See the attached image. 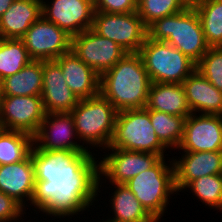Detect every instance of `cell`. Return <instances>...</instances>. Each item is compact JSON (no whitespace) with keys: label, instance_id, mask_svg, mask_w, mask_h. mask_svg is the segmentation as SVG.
Instances as JSON below:
<instances>
[{"label":"cell","instance_id":"35","mask_svg":"<svg viewBox=\"0 0 222 222\" xmlns=\"http://www.w3.org/2000/svg\"><path fill=\"white\" fill-rule=\"evenodd\" d=\"M15 0H0V17L4 14Z\"/></svg>","mask_w":222,"mask_h":222},{"label":"cell","instance_id":"39","mask_svg":"<svg viewBox=\"0 0 222 222\" xmlns=\"http://www.w3.org/2000/svg\"><path fill=\"white\" fill-rule=\"evenodd\" d=\"M2 97V84H1V80H0V99Z\"/></svg>","mask_w":222,"mask_h":222},{"label":"cell","instance_id":"26","mask_svg":"<svg viewBox=\"0 0 222 222\" xmlns=\"http://www.w3.org/2000/svg\"><path fill=\"white\" fill-rule=\"evenodd\" d=\"M193 7L209 47H222V0H202Z\"/></svg>","mask_w":222,"mask_h":222},{"label":"cell","instance_id":"4","mask_svg":"<svg viewBox=\"0 0 222 222\" xmlns=\"http://www.w3.org/2000/svg\"><path fill=\"white\" fill-rule=\"evenodd\" d=\"M125 185L157 222L166 219L164 216L171 210L170 203L179 195L172 157L169 156L162 157L153 167L131 178Z\"/></svg>","mask_w":222,"mask_h":222},{"label":"cell","instance_id":"5","mask_svg":"<svg viewBox=\"0 0 222 222\" xmlns=\"http://www.w3.org/2000/svg\"><path fill=\"white\" fill-rule=\"evenodd\" d=\"M147 37L165 41L197 63L210 48L193 6L157 19L147 27Z\"/></svg>","mask_w":222,"mask_h":222},{"label":"cell","instance_id":"24","mask_svg":"<svg viewBox=\"0 0 222 222\" xmlns=\"http://www.w3.org/2000/svg\"><path fill=\"white\" fill-rule=\"evenodd\" d=\"M43 61L32 60L17 73L1 81L2 96H41Z\"/></svg>","mask_w":222,"mask_h":222},{"label":"cell","instance_id":"19","mask_svg":"<svg viewBox=\"0 0 222 222\" xmlns=\"http://www.w3.org/2000/svg\"><path fill=\"white\" fill-rule=\"evenodd\" d=\"M43 87L41 98L46 113L71 112L79 99L70 90L59 64L55 60L43 61Z\"/></svg>","mask_w":222,"mask_h":222},{"label":"cell","instance_id":"17","mask_svg":"<svg viewBox=\"0 0 222 222\" xmlns=\"http://www.w3.org/2000/svg\"><path fill=\"white\" fill-rule=\"evenodd\" d=\"M175 187L180 192L193 180L222 174V151L179 152L173 151ZM179 154V156H174Z\"/></svg>","mask_w":222,"mask_h":222},{"label":"cell","instance_id":"25","mask_svg":"<svg viewBox=\"0 0 222 222\" xmlns=\"http://www.w3.org/2000/svg\"><path fill=\"white\" fill-rule=\"evenodd\" d=\"M191 196L192 199L199 201V205L217 211L215 215L222 213V174L204 176L191 181L181 193ZM202 202V205L200 204Z\"/></svg>","mask_w":222,"mask_h":222},{"label":"cell","instance_id":"2","mask_svg":"<svg viewBox=\"0 0 222 222\" xmlns=\"http://www.w3.org/2000/svg\"><path fill=\"white\" fill-rule=\"evenodd\" d=\"M151 80L139 53H126L100 76V94L118 112L145 108Z\"/></svg>","mask_w":222,"mask_h":222},{"label":"cell","instance_id":"32","mask_svg":"<svg viewBox=\"0 0 222 222\" xmlns=\"http://www.w3.org/2000/svg\"><path fill=\"white\" fill-rule=\"evenodd\" d=\"M25 209L13 198L0 191V222H26Z\"/></svg>","mask_w":222,"mask_h":222},{"label":"cell","instance_id":"22","mask_svg":"<svg viewBox=\"0 0 222 222\" xmlns=\"http://www.w3.org/2000/svg\"><path fill=\"white\" fill-rule=\"evenodd\" d=\"M41 16V0H15L0 17V38L20 39Z\"/></svg>","mask_w":222,"mask_h":222},{"label":"cell","instance_id":"10","mask_svg":"<svg viewBox=\"0 0 222 222\" xmlns=\"http://www.w3.org/2000/svg\"><path fill=\"white\" fill-rule=\"evenodd\" d=\"M32 60H55L71 50V36L41 16L20 38Z\"/></svg>","mask_w":222,"mask_h":222},{"label":"cell","instance_id":"38","mask_svg":"<svg viewBox=\"0 0 222 222\" xmlns=\"http://www.w3.org/2000/svg\"><path fill=\"white\" fill-rule=\"evenodd\" d=\"M5 130L4 126L0 123V135Z\"/></svg>","mask_w":222,"mask_h":222},{"label":"cell","instance_id":"6","mask_svg":"<svg viewBox=\"0 0 222 222\" xmlns=\"http://www.w3.org/2000/svg\"><path fill=\"white\" fill-rule=\"evenodd\" d=\"M109 148L154 153L161 157L172 156L158 139L150 120L149 109L146 108L128 109L117 113Z\"/></svg>","mask_w":222,"mask_h":222},{"label":"cell","instance_id":"29","mask_svg":"<svg viewBox=\"0 0 222 222\" xmlns=\"http://www.w3.org/2000/svg\"><path fill=\"white\" fill-rule=\"evenodd\" d=\"M32 61L23 41L0 38V80L20 71Z\"/></svg>","mask_w":222,"mask_h":222},{"label":"cell","instance_id":"23","mask_svg":"<svg viewBox=\"0 0 222 222\" xmlns=\"http://www.w3.org/2000/svg\"><path fill=\"white\" fill-rule=\"evenodd\" d=\"M146 109L188 117L192 112L182 84L151 83Z\"/></svg>","mask_w":222,"mask_h":222},{"label":"cell","instance_id":"27","mask_svg":"<svg viewBox=\"0 0 222 222\" xmlns=\"http://www.w3.org/2000/svg\"><path fill=\"white\" fill-rule=\"evenodd\" d=\"M149 115L158 139L173 153L182 141L187 117L174 116L156 110H149Z\"/></svg>","mask_w":222,"mask_h":222},{"label":"cell","instance_id":"12","mask_svg":"<svg viewBox=\"0 0 222 222\" xmlns=\"http://www.w3.org/2000/svg\"><path fill=\"white\" fill-rule=\"evenodd\" d=\"M45 115L41 96H2L0 99V123L6 130L34 136Z\"/></svg>","mask_w":222,"mask_h":222},{"label":"cell","instance_id":"13","mask_svg":"<svg viewBox=\"0 0 222 222\" xmlns=\"http://www.w3.org/2000/svg\"><path fill=\"white\" fill-rule=\"evenodd\" d=\"M33 143L36 148L46 151L91 152L80 142L70 112L46 113L33 136Z\"/></svg>","mask_w":222,"mask_h":222},{"label":"cell","instance_id":"1","mask_svg":"<svg viewBox=\"0 0 222 222\" xmlns=\"http://www.w3.org/2000/svg\"><path fill=\"white\" fill-rule=\"evenodd\" d=\"M30 154L36 182L32 200L25 210L28 217L38 220L41 215L39 220L43 218V221L79 222L77 220L81 219L80 222H83L88 215L92 217L91 213L95 215L93 211L97 210L94 207L98 205V155L69 150L46 151L34 145ZM82 214H87V218Z\"/></svg>","mask_w":222,"mask_h":222},{"label":"cell","instance_id":"30","mask_svg":"<svg viewBox=\"0 0 222 222\" xmlns=\"http://www.w3.org/2000/svg\"><path fill=\"white\" fill-rule=\"evenodd\" d=\"M188 5L183 0H137V14L148 27L157 19L176 14Z\"/></svg>","mask_w":222,"mask_h":222},{"label":"cell","instance_id":"37","mask_svg":"<svg viewBox=\"0 0 222 222\" xmlns=\"http://www.w3.org/2000/svg\"><path fill=\"white\" fill-rule=\"evenodd\" d=\"M28 221H26V222H47V221H43V220H40V221H37V219H35V218H32L31 219V217H30V219H27ZM33 220V221H32ZM48 222H53V221H48ZM54 222H57V221H54ZM59 222V221H58ZM63 222H66V221H63Z\"/></svg>","mask_w":222,"mask_h":222},{"label":"cell","instance_id":"21","mask_svg":"<svg viewBox=\"0 0 222 222\" xmlns=\"http://www.w3.org/2000/svg\"><path fill=\"white\" fill-rule=\"evenodd\" d=\"M192 113L222 115V92L198 70L182 83Z\"/></svg>","mask_w":222,"mask_h":222},{"label":"cell","instance_id":"18","mask_svg":"<svg viewBox=\"0 0 222 222\" xmlns=\"http://www.w3.org/2000/svg\"><path fill=\"white\" fill-rule=\"evenodd\" d=\"M35 182V168L31 154L23 161L0 165V191L13 198L25 210L32 200Z\"/></svg>","mask_w":222,"mask_h":222},{"label":"cell","instance_id":"20","mask_svg":"<svg viewBox=\"0 0 222 222\" xmlns=\"http://www.w3.org/2000/svg\"><path fill=\"white\" fill-rule=\"evenodd\" d=\"M55 61L62 70L66 84L79 100L100 94V76L72 50L62 54Z\"/></svg>","mask_w":222,"mask_h":222},{"label":"cell","instance_id":"15","mask_svg":"<svg viewBox=\"0 0 222 222\" xmlns=\"http://www.w3.org/2000/svg\"><path fill=\"white\" fill-rule=\"evenodd\" d=\"M42 16L71 37L90 29L94 3L91 0H41Z\"/></svg>","mask_w":222,"mask_h":222},{"label":"cell","instance_id":"16","mask_svg":"<svg viewBox=\"0 0 222 222\" xmlns=\"http://www.w3.org/2000/svg\"><path fill=\"white\" fill-rule=\"evenodd\" d=\"M106 193L107 194L109 193L108 196H106ZM102 194H105L106 197L105 196L103 197ZM97 200L98 204L101 202L102 204L104 203V205L102 207L100 203L94 208H96L97 210L101 209L104 212L107 210V207H109L107 210L108 212L107 215L115 220L125 221V222H157L145 210V208L142 206L139 200L135 197L134 193L125 184H98ZM100 200H103V202ZM105 201H108V203ZM104 206L106 207V209ZM100 207H102L105 210H103Z\"/></svg>","mask_w":222,"mask_h":222},{"label":"cell","instance_id":"9","mask_svg":"<svg viewBox=\"0 0 222 222\" xmlns=\"http://www.w3.org/2000/svg\"><path fill=\"white\" fill-rule=\"evenodd\" d=\"M91 29L98 35L111 39L127 53H139L147 37V27L137 12H94Z\"/></svg>","mask_w":222,"mask_h":222},{"label":"cell","instance_id":"14","mask_svg":"<svg viewBox=\"0 0 222 222\" xmlns=\"http://www.w3.org/2000/svg\"><path fill=\"white\" fill-rule=\"evenodd\" d=\"M176 151H222V115L191 113Z\"/></svg>","mask_w":222,"mask_h":222},{"label":"cell","instance_id":"11","mask_svg":"<svg viewBox=\"0 0 222 222\" xmlns=\"http://www.w3.org/2000/svg\"><path fill=\"white\" fill-rule=\"evenodd\" d=\"M71 50L99 76L127 53L116 42L98 35L91 28L71 37Z\"/></svg>","mask_w":222,"mask_h":222},{"label":"cell","instance_id":"34","mask_svg":"<svg viewBox=\"0 0 222 222\" xmlns=\"http://www.w3.org/2000/svg\"><path fill=\"white\" fill-rule=\"evenodd\" d=\"M103 211H101L100 213L99 212H97V214H96V217L98 218L97 219V222H125V221H119V220H115V219H113V218H111V217H109L108 215H104V214H106V212L105 213H103V214H101ZM99 213V214H98ZM101 214V215H100ZM103 215V216H102ZM100 216H102L101 218L102 219H100ZM106 216V217H105ZM105 217V218H104ZM88 219H90V218H87L86 220L84 219L83 221H85V222H88V221H90V222H93L94 220V222H96V219H93V217H92V219H90V220H88ZM99 219H100V221H99ZM93 220V221H92Z\"/></svg>","mask_w":222,"mask_h":222},{"label":"cell","instance_id":"31","mask_svg":"<svg viewBox=\"0 0 222 222\" xmlns=\"http://www.w3.org/2000/svg\"><path fill=\"white\" fill-rule=\"evenodd\" d=\"M196 70L222 92V47H210L196 63Z\"/></svg>","mask_w":222,"mask_h":222},{"label":"cell","instance_id":"33","mask_svg":"<svg viewBox=\"0 0 222 222\" xmlns=\"http://www.w3.org/2000/svg\"><path fill=\"white\" fill-rule=\"evenodd\" d=\"M94 9L105 13H132L137 11V0H96Z\"/></svg>","mask_w":222,"mask_h":222},{"label":"cell","instance_id":"28","mask_svg":"<svg viewBox=\"0 0 222 222\" xmlns=\"http://www.w3.org/2000/svg\"><path fill=\"white\" fill-rule=\"evenodd\" d=\"M33 136L21 131L4 130L0 135V165L25 160L33 148Z\"/></svg>","mask_w":222,"mask_h":222},{"label":"cell","instance_id":"8","mask_svg":"<svg viewBox=\"0 0 222 222\" xmlns=\"http://www.w3.org/2000/svg\"><path fill=\"white\" fill-rule=\"evenodd\" d=\"M161 158L154 153L107 147L98 155V184H125L153 167Z\"/></svg>","mask_w":222,"mask_h":222},{"label":"cell","instance_id":"36","mask_svg":"<svg viewBox=\"0 0 222 222\" xmlns=\"http://www.w3.org/2000/svg\"><path fill=\"white\" fill-rule=\"evenodd\" d=\"M188 6H194L195 4H197L198 2L202 1V0H183Z\"/></svg>","mask_w":222,"mask_h":222},{"label":"cell","instance_id":"3","mask_svg":"<svg viewBox=\"0 0 222 222\" xmlns=\"http://www.w3.org/2000/svg\"><path fill=\"white\" fill-rule=\"evenodd\" d=\"M70 113L77 136L88 151L99 155L109 147L118 111L107 99L98 94L79 100Z\"/></svg>","mask_w":222,"mask_h":222},{"label":"cell","instance_id":"7","mask_svg":"<svg viewBox=\"0 0 222 222\" xmlns=\"http://www.w3.org/2000/svg\"><path fill=\"white\" fill-rule=\"evenodd\" d=\"M139 54L151 83L182 84L196 70L193 60L165 41L146 37Z\"/></svg>","mask_w":222,"mask_h":222}]
</instances>
